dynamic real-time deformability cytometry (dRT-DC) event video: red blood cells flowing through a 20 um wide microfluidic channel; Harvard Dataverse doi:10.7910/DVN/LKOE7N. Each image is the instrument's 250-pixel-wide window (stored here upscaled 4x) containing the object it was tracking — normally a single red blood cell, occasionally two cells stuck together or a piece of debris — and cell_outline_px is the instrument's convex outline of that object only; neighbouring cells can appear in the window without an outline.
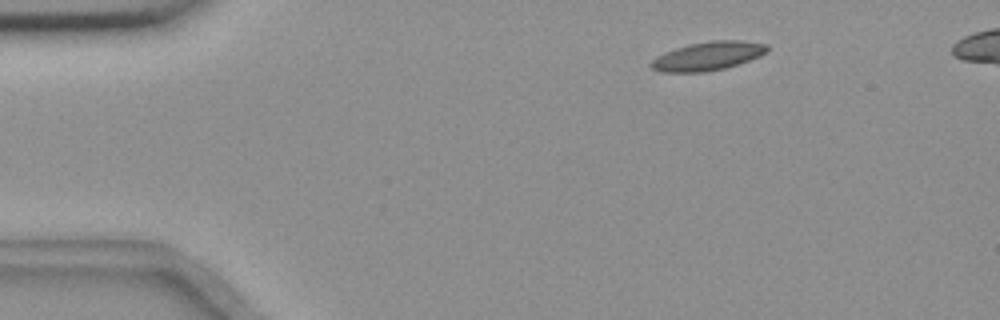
{"species": "common noctule bat (a hibernating species)", "species_latin": "Nyctalus noctula", "temperature_condition": "room temperature", "stored_images_in_passage": 52, "camera_frame_rate_fps": 3000, "um_per_image_px": 0.085, "animal": {"sex": "female", "body_mass_g": 18.4}, "frame": {"image": 1, "passage_image": 6, "time_ms": 1.667, "image_size_px": [1000, 320], "cell_outline_px": [[768, 52], [760, 56], [724, 68], [704, 72], [660, 72], [652, 68], [648, 64], [656, 56], [664, 52], [688, 44], [712, 40], [740, 40], [768, 44]], "centroid_in_image_um": [60.15, 4.75], "position_along_channel_um": 24.9, "area_um2": 19.42}}
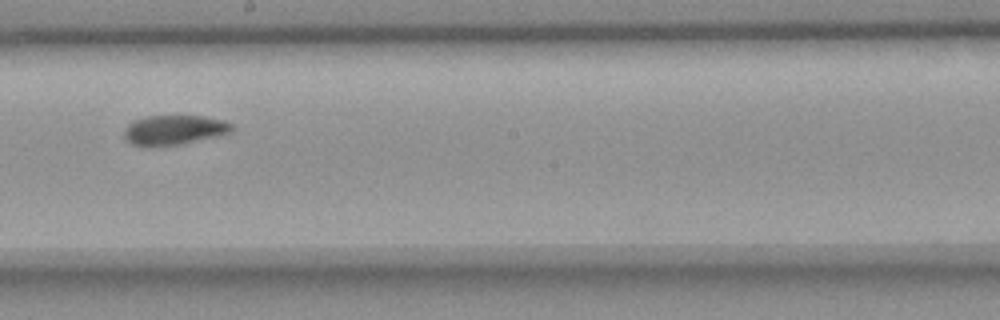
{"frame": {"image": 2, "passage_image": 29, "time_ms": 9.333, "image_size_px": [1000, 320], "cell_outline_px": [[236, 128], [232, 132], [216, 136], [180, 144], [152, 148], [144, 148], [132, 144], [124, 136], [124, 128], [128, 124], [144, 116], [200, 116], [224, 120], [232, 124]], "centroid_in_image_um": [14.78, 11.07], "position_along_channel_um": 233.4, "area_um2": 18.9}}
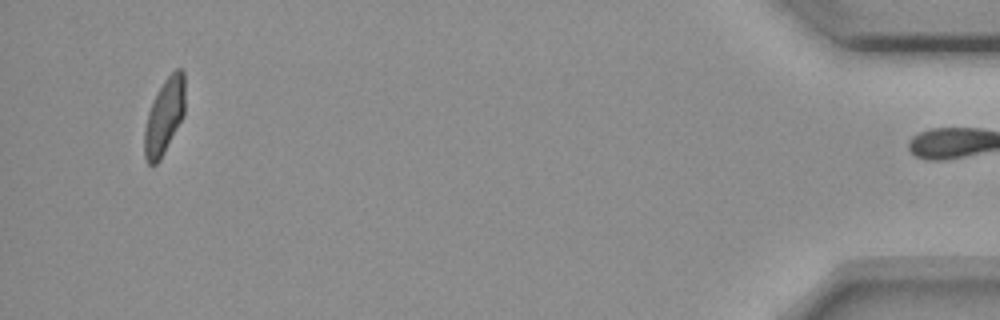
{"frame": {"image": 3, "passage_image": 51, "time_ms": 16.667, "image_size_px": [1000, 320], "cell_outline_px": [[184, 116], [160, 160], [156, 164], [148, 164], [144, 156], [144, 128], [148, 112], [156, 92], [164, 80], [176, 68], [180, 68], [184, 72]], "centroid_in_image_um": [13.96, 9.89], "position_along_channel_um": 421.2, "area_um2": 17.98}, "authors_computed_cell_mechanics": {"area_um2": 18.9584, "velocity_mm_per_s": 3.6358, "shape_relaxation_time_tau1_ms": 5.5625, "shape_relaxation_time_tau2_ms": 2.8624, "deformation_change_tau1": 0.1379, "deformation_change_tau2": 0.0743}}